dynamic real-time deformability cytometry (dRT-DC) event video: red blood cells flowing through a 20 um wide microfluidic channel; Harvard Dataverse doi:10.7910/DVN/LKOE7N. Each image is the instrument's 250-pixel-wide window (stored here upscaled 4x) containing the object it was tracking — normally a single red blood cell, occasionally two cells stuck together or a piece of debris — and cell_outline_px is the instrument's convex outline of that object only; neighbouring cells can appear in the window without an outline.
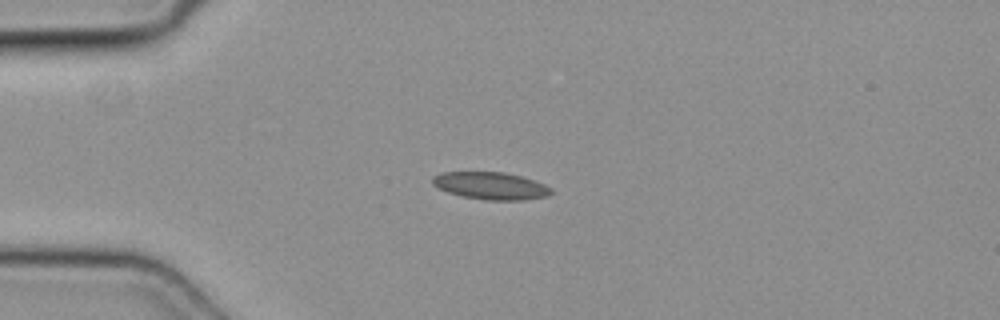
{"species": "common noctule bat (a hibernating species)", "species_latin": "Nyctalus noctula", "temperature_condition": "cold", "stored_images_in_passage": 16, "camera_frame_rate_fps": 3000, "um_per_image_px": 0.085, "animal": {"sex": "female", "body_mass_g": 19.3, "forearm_length_mm": 54.1}, "frame": {"image": 1, "passage_image": 12, "time_ms": 3.667, "image_size_px": [1000, 320], "cell_outline_px": [[552, 192], [548, 196], [524, 200], [484, 200], [464, 196], [448, 192], [436, 188], [432, 184], [432, 176], [440, 172], [504, 172], [520, 176], [544, 184], [552, 188]], "centroid_in_image_um": [41.68, 15.79], "position_along_channel_um": 43.3, "area_um2": 18.96}}
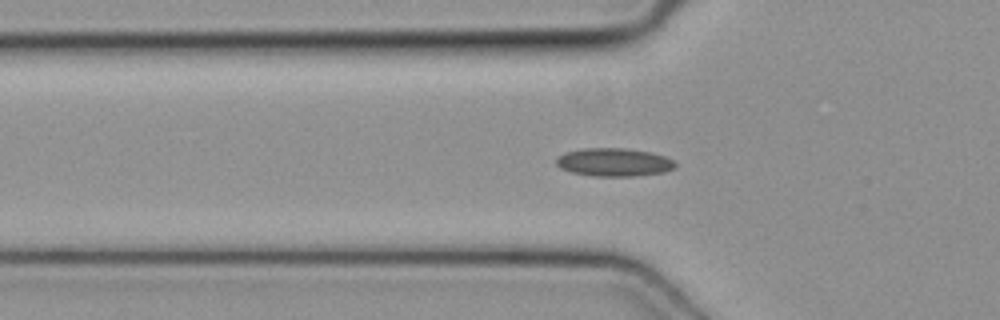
{"frame": {"image": 2, "passage_image": 16, "time_ms": 5.0, "image_size_px": [1000, 320], "cell_outline_px": [[676, 168], [664, 172], [632, 176], [592, 176], [572, 172], [560, 168], [556, 164], [556, 156], [564, 152], [584, 148], [624, 148], [648, 152], [664, 156], [672, 160], [676, 164]], "centroid_in_image_um": [52.14, 13.79], "position_along_channel_um": 73.7, "area_um2": 19.54}}